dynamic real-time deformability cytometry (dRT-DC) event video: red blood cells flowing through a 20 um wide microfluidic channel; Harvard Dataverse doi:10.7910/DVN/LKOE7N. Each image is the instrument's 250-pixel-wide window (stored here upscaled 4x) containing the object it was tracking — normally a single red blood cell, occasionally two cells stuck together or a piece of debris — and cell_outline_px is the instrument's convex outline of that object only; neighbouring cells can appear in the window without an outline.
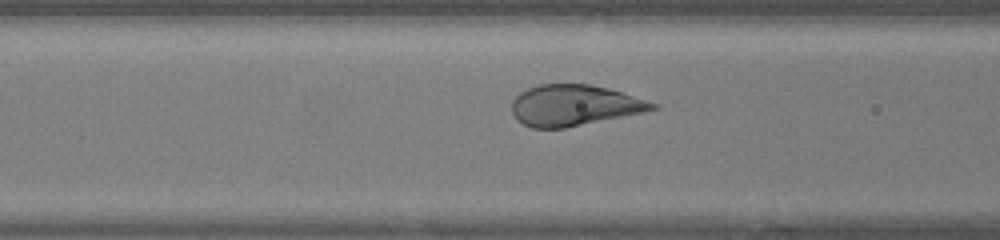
{"species": "human", "species_latin": "Homo sapiens", "temperature_condition": "warm", "stored_images_in_passage": 34, "camera_frame_rate_fps": 3000, "um_per_image_px": 0.085, "donor": {"sex": "female"}, "frame": {"image": 1, "passage_image": 7, "time_ms": 2.0, "image_size_px": [1000, 240], "cell_outline_px": [[660, 108], [644, 112], [564, 128], [532, 128], [516, 120], [512, 112], [512, 100], [520, 92], [528, 88], [540, 84], [588, 84], [608, 88], [660, 104]], "centroid_in_image_um": [48.81, 8.95], "position_along_channel_um": 117.8, "area_um2": 33.52}}
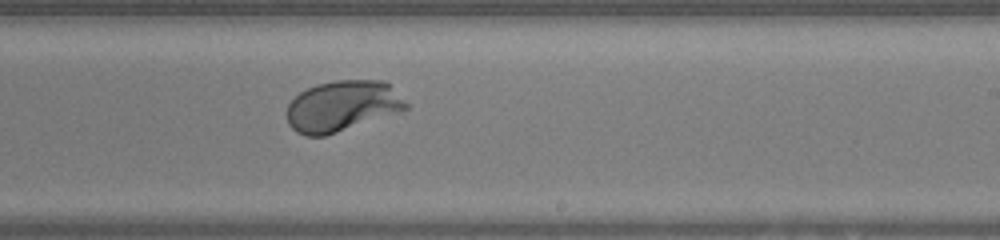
{"frame": {"image": 2, "passage_image": 17, "time_ms": 5.333, "image_size_px": [1000, 240], "cell_outline_px": [[408, 108], [400, 112], [324, 136], [308, 136], [296, 132], [288, 124], [288, 104], [300, 92], [316, 84], [336, 80], [384, 80], [408, 104]], "centroid_in_image_um": [29.09, 9.01], "position_along_channel_um": 259.9, "area_um2": 34.97}}
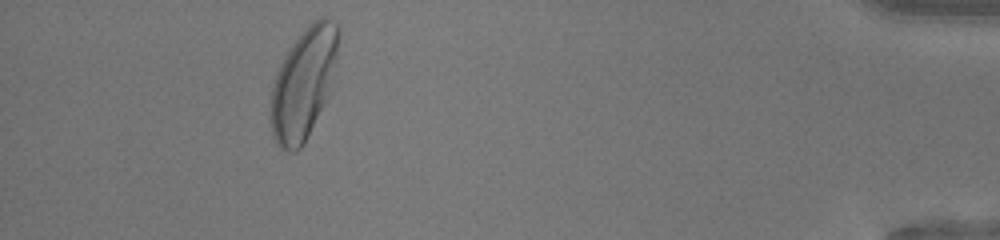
{"frame": {"image": 3, "passage_image": 32, "time_ms": 10.333, "image_size_px": [1000, 240], "cell_outline_px": [[340, 36], [328, 96], [304, 144], [296, 152], [288, 152], [280, 148], [276, 144], [272, 132], [272, 88], [280, 64], [284, 56], [292, 44], [312, 20], [320, 16], [328, 16], [340, 28]], "centroid_in_image_um": [25.82, 7.06], "position_along_channel_um": 409.4, "area_um2": 43.23}, "authors_computed_cell_mechanics": {"area_um2": 35.3447, "velocity_mm_per_s": 4.2701, "shape_relaxation_time_tau1_ms": 1.7943, "shape_relaxation_time_tau2_ms": null, "deformation_change_tau1": 0.1508, "deformation_change_tau2": null}}